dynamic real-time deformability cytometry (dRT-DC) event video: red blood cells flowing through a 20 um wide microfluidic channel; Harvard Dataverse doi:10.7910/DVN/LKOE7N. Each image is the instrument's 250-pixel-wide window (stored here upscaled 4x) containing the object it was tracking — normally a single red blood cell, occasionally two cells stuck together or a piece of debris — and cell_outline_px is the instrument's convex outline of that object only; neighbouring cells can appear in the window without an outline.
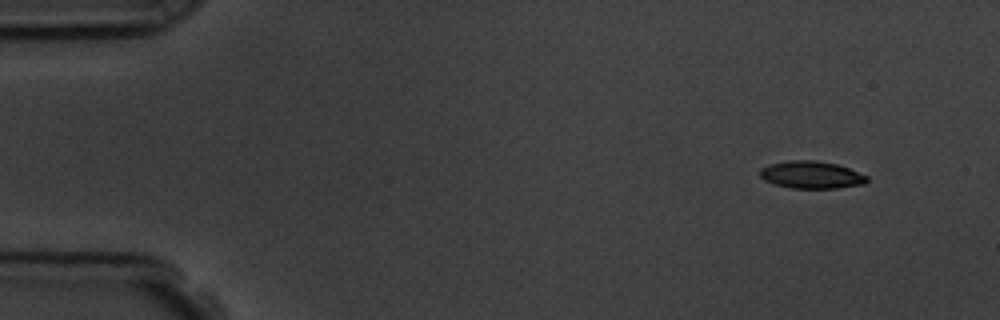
{"species": "common noctule bat (a hibernating species)", "species_latin": "Nyctalus noctula", "temperature_condition": "room temperature", "stored_images_in_passage": 8, "camera_frame_rate_fps": 3000, "um_per_image_px": 0.085, "animal": {"sex": "male", "body_mass_g": 19.5, "forearm_length_mm": 54.6}, "frame": {"image": 1, "passage_image": 1, "time_ms": 0.0, "image_size_px": [1000, 320], "cell_outline_px": [[868, 180], [864, 184], [836, 188], [792, 188], [776, 184], [764, 180], [760, 176], [760, 168], [768, 164], [788, 160], [816, 160], [836, 164], [848, 168], [868, 176]], "centroid_in_image_um": [68.95, 14.85], "position_along_channel_um": 16.1, "area_um2": 17.05}}
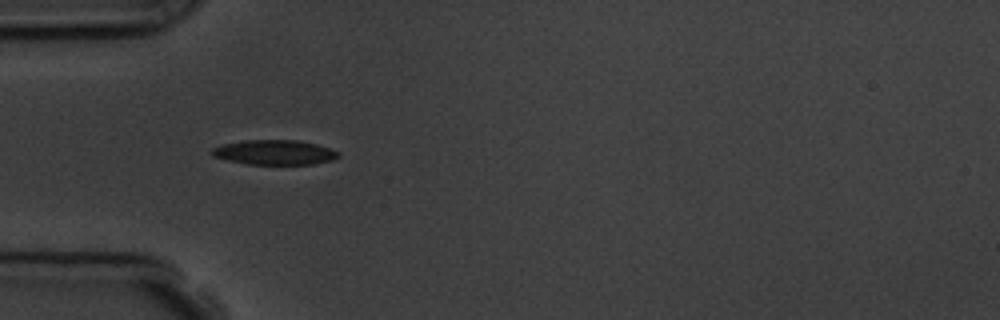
{"frame": {"image": 2, "passage_image": 4, "time_ms": 4.0, "image_size_px": [1000, 320], "cell_outline_px": [[340, 156], [332, 160], [312, 164], [248, 164], [228, 160], [216, 156], [212, 152], [212, 148], [224, 144], [244, 140], [300, 140], [316, 144], [340, 152]], "centroid_in_image_um": [23.38, 12.94], "position_along_channel_um": 61.6, "area_um2": 18.03}}